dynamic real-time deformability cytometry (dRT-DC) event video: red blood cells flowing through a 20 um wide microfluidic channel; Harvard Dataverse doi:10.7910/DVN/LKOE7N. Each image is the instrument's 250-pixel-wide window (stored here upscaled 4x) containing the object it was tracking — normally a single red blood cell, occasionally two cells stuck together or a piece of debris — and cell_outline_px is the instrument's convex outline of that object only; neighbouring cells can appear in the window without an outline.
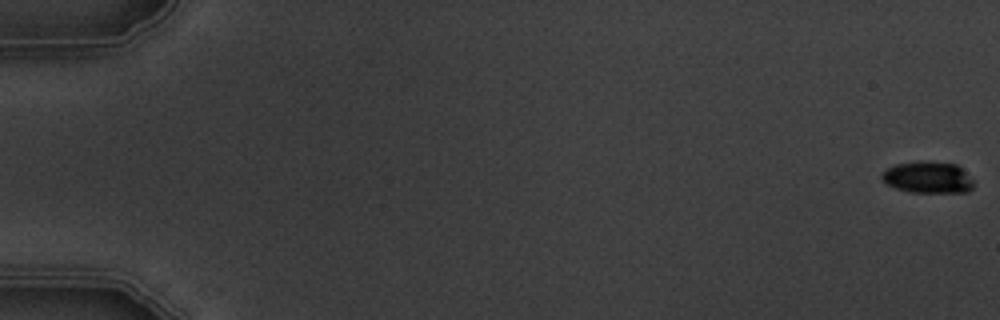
{"species": "common noctule bat (a hibernating species)", "species_latin": "Nyctalus noctula", "temperature_condition": "warm", "stored_images_in_passage": 5, "camera_frame_rate_fps": 3000, "um_per_image_px": 0.085, "animal": {"sex": "male", "body_mass_g": 19.5, "forearm_length_mm": 54.6}, "frame": {"image": 1, "passage_image": 1, "time_ms": 0.0, "image_size_px": [1000, 320], "cell_outline_px": [[972, 188], [968, 192], [908, 192], [896, 188], [888, 184], [880, 176], [888, 168], [896, 164], [928, 160], [956, 164], [972, 180]], "centroid_in_image_um": [78.86, 15.07], "position_along_channel_um": 6.1, "area_um2": 16.7}}